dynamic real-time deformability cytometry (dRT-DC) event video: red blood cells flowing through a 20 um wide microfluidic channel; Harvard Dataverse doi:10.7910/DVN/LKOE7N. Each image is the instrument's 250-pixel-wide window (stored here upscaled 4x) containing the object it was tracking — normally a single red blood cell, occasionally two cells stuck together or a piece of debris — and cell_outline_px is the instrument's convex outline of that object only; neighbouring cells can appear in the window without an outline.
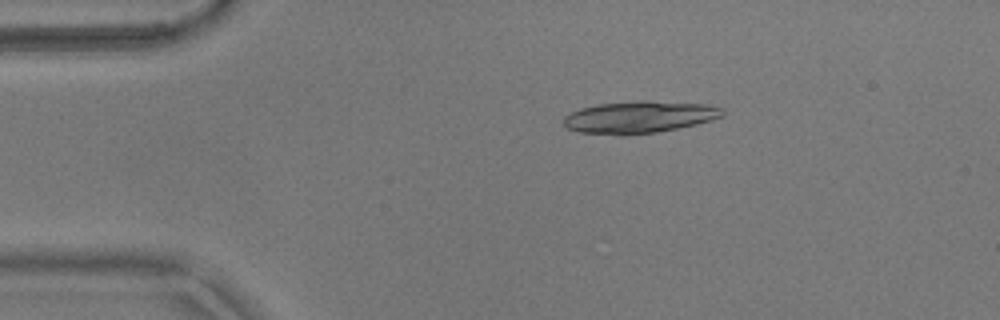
{"species": "common noctule bat (a hibernating species)", "species_latin": "Nyctalus noctula", "temperature_condition": "warm", "stored_images_in_passage": 53, "camera_frame_rate_fps": 3000, "um_per_image_px": 0.085, "animal": {"sex": "male", "body_mass_g": 17.9}, "frame": {"image": 1, "passage_image": 10, "time_ms": 3.0, "image_size_px": [1000, 320], "cell_outline_px": [[724, 116], [712, 120], [696, 124], [656, 132], [624, 136], [616, 136], [576, 132], [568, 128], [564, 124], [564, 116], [580, 108], [596, 104], [644, 100], [708, 104], [724, 108]], "centroid_in_image_um": [54.33, 9.96], "position_along_channel_um": 30.7, "area_um2": 30.06}}